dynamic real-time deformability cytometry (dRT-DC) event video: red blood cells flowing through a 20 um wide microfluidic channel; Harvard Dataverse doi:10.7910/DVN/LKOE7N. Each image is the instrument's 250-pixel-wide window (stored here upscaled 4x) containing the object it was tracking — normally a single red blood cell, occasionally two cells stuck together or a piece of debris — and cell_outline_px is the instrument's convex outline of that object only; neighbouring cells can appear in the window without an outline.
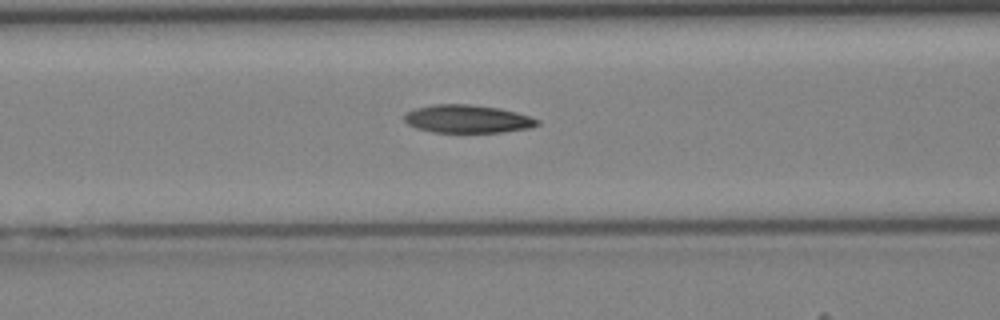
{"species": "Egyptian fruit bat (a non-hibernating species)", "species_latin": "Rousettus aegyptiacus", "temperature_condition": "cold", "stored_images_in_passage": 43, "camera_frame_rate_fps": 3000, "um_per_image_px": 0.085, "animal": {"sex": "female"}, "frame": {"image": 1, "passage_image": 18, "time_ms": 5.667, "image_size_px": [1000, 320], "cell_outline_px": [[540, 124], [528, 128], [504, 132], [432, 132], [416, 128], [408, 124], [404, 120], [404, 116], [408, 112], [416, 108], [432, 104], [472, 104], [500, 108], [532, 116], [540, 120]], "centroid_in_image_um": [39.76, 10.1], "position_along_channel_um": 126.8, "area_um2": 21.85}}
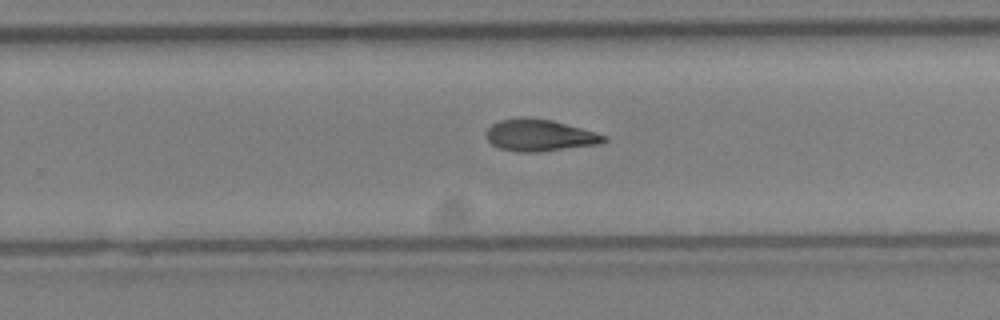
{"frame": {"image": 2, "passage_image": 28, "time_ms": 9.0, "image_size_px": [1000, 320], "cell_outline_px": [[608, 140], [600, 144], [540, 152], [520, 152], [500, 148], [492, 144], [488, 140], [484, 132], [492, 124], [500, 120], [520, 116], [524, 116], [552, 120], [608, 136]], "centroid_in_image_um": [45.85, 11.49], "position_along_channel_um": 283.9, "area_um2": 21.96}}
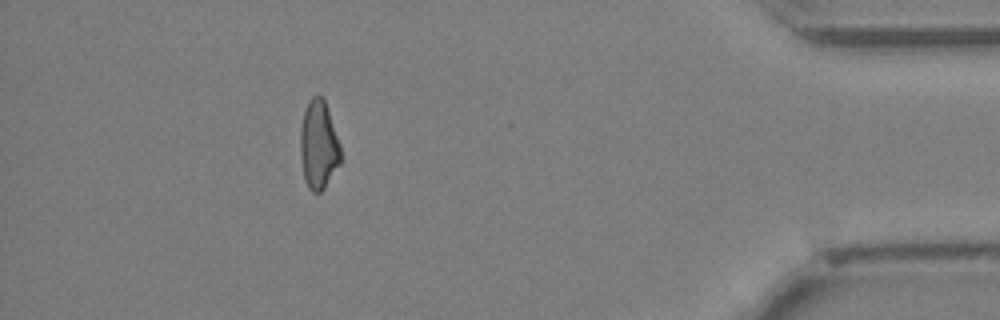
{"frame": {"image": 3, "passage_image": 39, "time_ms": 12.667, "image_size_px": [1000, 320], "cell_outline_px": [[344, 160], [324, 188], [320, 192], [312, 192], [308, 188], [304, 180], [300, 152], [300, 128], [304, 112], [308, 100], [312, 96], [324, 96], [340, 144]], "centroid_in_image_um": [27.11, 12.33], "position_along_channel_um": 408.1, "area_um2": 21.39}}